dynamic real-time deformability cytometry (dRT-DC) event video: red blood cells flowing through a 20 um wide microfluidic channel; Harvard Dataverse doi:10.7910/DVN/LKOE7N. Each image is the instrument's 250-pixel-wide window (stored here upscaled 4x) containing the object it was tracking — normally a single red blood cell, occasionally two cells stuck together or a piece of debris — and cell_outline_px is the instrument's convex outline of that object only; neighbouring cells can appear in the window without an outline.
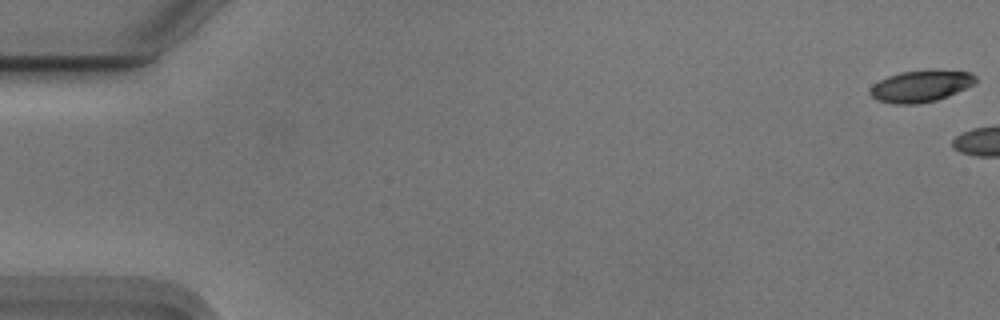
{"species": "Egyptian fruit bat (a non-hibernating species)", "species_latin": "Rousettus aegyptiacus", "temperature_condition": "cold", "stored_images_in_passage": 5, "camera_frame_rate_fps": 3000, "um_per_image_px": 0.085, "animal": {"sex": "male"}, "frame": {"image": 1, "passage_image": 1, "time_ms": 0.0, "image_size_px": [1000, 320], "cell_outline_px": [[976, 84], [948, 96], [936, 100], [916, 104], [892, 104], [876, 100], [868, 92], [872, 84], [888, 76], [900, 72], [928, 68], [932, 68], [972, 72], [976, 76]], "centroid_in_image_um": [78.29, 7.29], "position_along_channel_um": 6.7, "area_um2": 20.11}}